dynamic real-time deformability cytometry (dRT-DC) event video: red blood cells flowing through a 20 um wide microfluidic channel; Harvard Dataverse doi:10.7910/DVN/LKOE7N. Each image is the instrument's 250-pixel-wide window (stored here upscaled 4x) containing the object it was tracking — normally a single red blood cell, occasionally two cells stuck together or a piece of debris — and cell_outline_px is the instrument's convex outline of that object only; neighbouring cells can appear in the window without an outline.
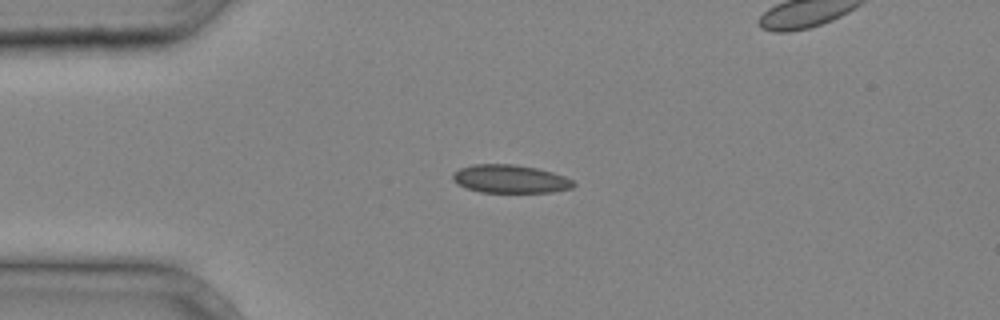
{"species": "common noctule bat (a hibernating species)", "species_latin": "Nyctalus noctula", "temperature_condition": "cold", "stored_images_in_passage": 3, "camera_frame_rate_fps": 3000, "um_per_image_px": 0.085, "animal": {"sex": "male", "body_mass_g": 20.4}, "frame": {"image": 1, "passage_image": 2, "time_ms": 0.333, "image_size_px": [1000, 320], "cell_outline_px": [[576, 184], [572, 188], [552, 192], [480, 192], [468, 188], [452, 180], [452, 172], [460, 168], [472, 164], [512, 164], [536, 168], [552, 172], [564, 176], [572, 180]], "centroid_in_image_um": [43.36, 15.2], "position_along_channel_um": 41.6, "area_um2": 19.77}}